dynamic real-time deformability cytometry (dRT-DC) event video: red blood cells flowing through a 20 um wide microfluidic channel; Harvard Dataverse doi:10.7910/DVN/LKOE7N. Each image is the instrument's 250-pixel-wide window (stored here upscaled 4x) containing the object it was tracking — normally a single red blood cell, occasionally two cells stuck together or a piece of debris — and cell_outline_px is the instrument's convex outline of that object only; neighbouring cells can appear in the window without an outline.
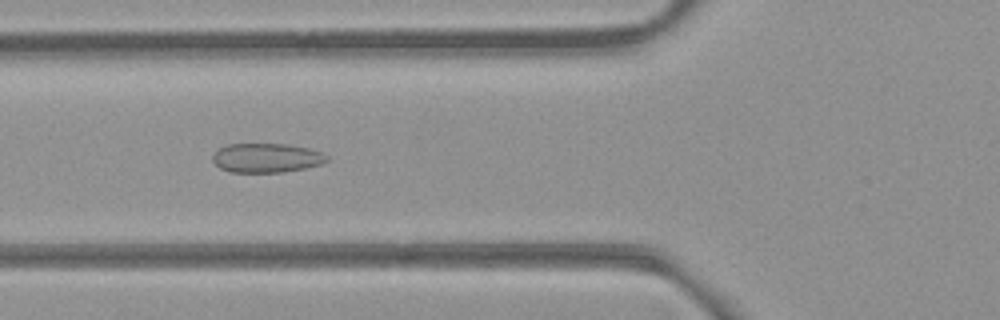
{"species": "common noctule bat (a hibernating species)", "species_latin": "Nyctalus noctula", "temperature_condition": "room temperature", "stored_images_in_passage": 51, "camera_frame_rate_fps": 3000, "um_per_image_px": 0.085, "animal": {"sex": "female", "body_mass_g": 21.9}, "frame": {"image": 1, "passage_image": 20, "time_ms": 6.333, "image_size_px": [1000, 320], "cell_outline_px": [[328, 160], [320, 164], [304, 168], [284, 172], [228, 172], [220, 168], [212, 160], [212, 152], [228, 144], [284, 144], [308, 148], [320, 152], [328, 156]], "centroid_in_image_um": [22.6, 13.42], "position_along_channel_um": 103.2, "area_um2": 19.42}}
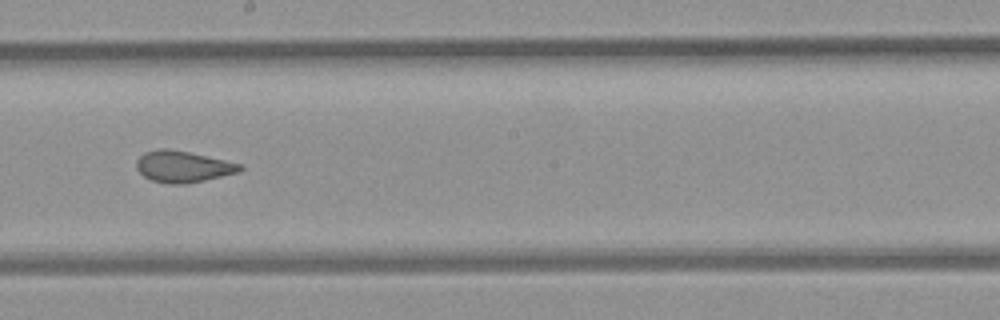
{"frame": {"image": 2, "passage_image": 30, "time_ms": 9.667, "image_size_px": [1000, 320], "cell_outline_px": [[244, 168], [240, 172], [204, 180], [184, 184], [172, 184], [152, 180], [144, 176], [136, 168], [136, 160], [144, 152], [156, 148], [168, 148], [188, 152], [244, 164]], "centroid_in_image_um": [15.56, 14.15], "position_along_channel_um": 232.6, "area_um2": 19.02}}
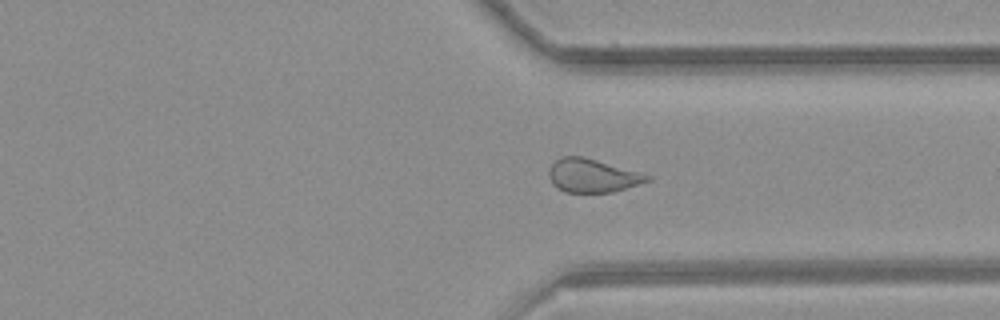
{"frame": {"image": 3, "passage_image": 40, "time_ms": 13.0, "image_size_px": [1000, 320], "cell_outline_px": [[652, 180], [612, 192], [564, 192], [556, 188], [552, 184], [548, 176], [548, 172], [552, 164], [560, 156], [584, 156], [640, 172], [652, 176]], "centroid_in_image_um": [50.34, 14.92], "position_along_channel_um": 361.1, "area_um2": 19.31}}